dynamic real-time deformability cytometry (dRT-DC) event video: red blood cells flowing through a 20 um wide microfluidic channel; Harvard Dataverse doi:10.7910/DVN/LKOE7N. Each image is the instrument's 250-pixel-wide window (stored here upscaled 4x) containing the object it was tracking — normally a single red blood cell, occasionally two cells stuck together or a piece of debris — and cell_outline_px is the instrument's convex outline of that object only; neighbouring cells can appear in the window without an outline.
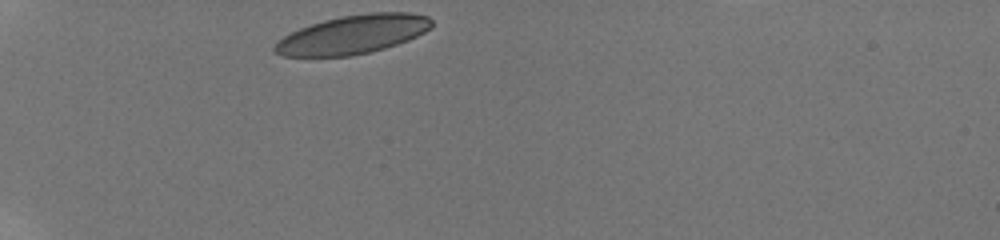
{"species": "human", "species_latin": "Homo sapiens", "temperature_condition": "room temperature", "stored_images_in_passage": 3, "camera_frame_rate_fps": 3000, "um_per_image_px": 0.085, "donor": {"sex": "male"}, "frame": {"image": 1, "passage_image": 1, "time_ms": 0.0, "image_size_px": [1000, 240], "cell_outline_px": [[432, 28], [408, 40], [384, 48], [352, 56], [284, 56], [276, 52], [272, 48], [284, 36], [300, 28], [324, 20], [340, 16], [368, 12], [412, 12], [428, 16], [432, 20]], "centroid_in_image_um": [30.04, 2.91], "position_along_channel_um": 55.0, "area_um2": 35.26}}
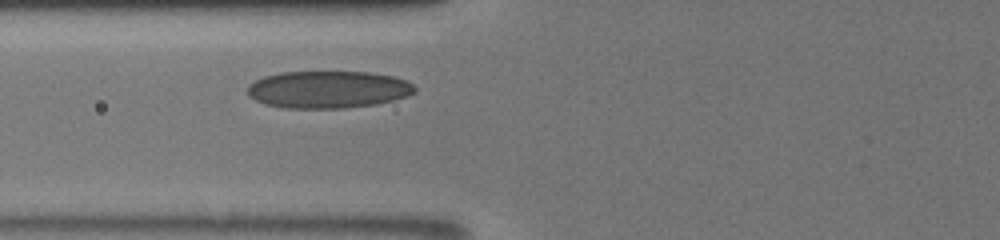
{"frame": {"image": 2, "passage_image": 3, "time_ms": 2.0, "image_size_px": [1000, 240], "cell_outline_px": [[416, 92], [408, 96], [376, 104], [344, 108], [284, 108], [264, 104], [248, 96], [248, 84], [264, 76], [280, 72], [368, 72], [392, 76], [404, 80], [412, 84], [416, 88]], "centroid_in_image_um": [27.87, 7.61], "position_along_channel_um": 97.9, "area_um2": 36.36}}